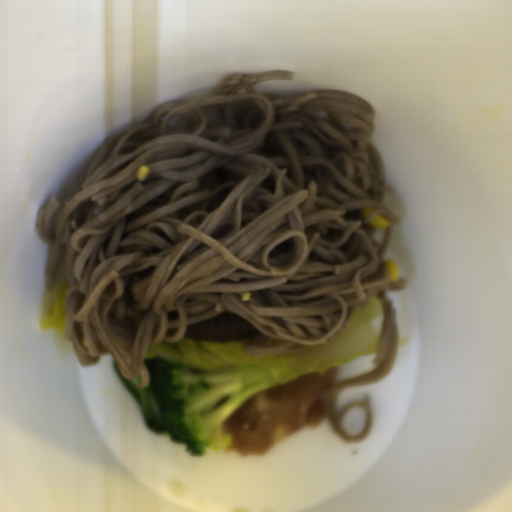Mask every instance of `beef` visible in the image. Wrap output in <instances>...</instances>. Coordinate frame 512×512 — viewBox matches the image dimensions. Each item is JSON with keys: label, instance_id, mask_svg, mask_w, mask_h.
I'll use <instances>...</instances> for the list:
<instances>
[{"label": "beef", "instance_id": "1", "mask_svg": "<svg viewBox=\"0 0 512 512\" xmlns=\"http://www.w3.org/2000/svg\"><path fill=\"white\" fill-rule=\"evenodd\" d=\"M338 369L312 372L275 384L250 397L221 424L230 434L227 448L239 456L266 455L276 444L304 428L318 429L328 417L325 392L335 383Z\"/></svg>", "mask_w": 512, "mask_h": 512}]
</instances>
